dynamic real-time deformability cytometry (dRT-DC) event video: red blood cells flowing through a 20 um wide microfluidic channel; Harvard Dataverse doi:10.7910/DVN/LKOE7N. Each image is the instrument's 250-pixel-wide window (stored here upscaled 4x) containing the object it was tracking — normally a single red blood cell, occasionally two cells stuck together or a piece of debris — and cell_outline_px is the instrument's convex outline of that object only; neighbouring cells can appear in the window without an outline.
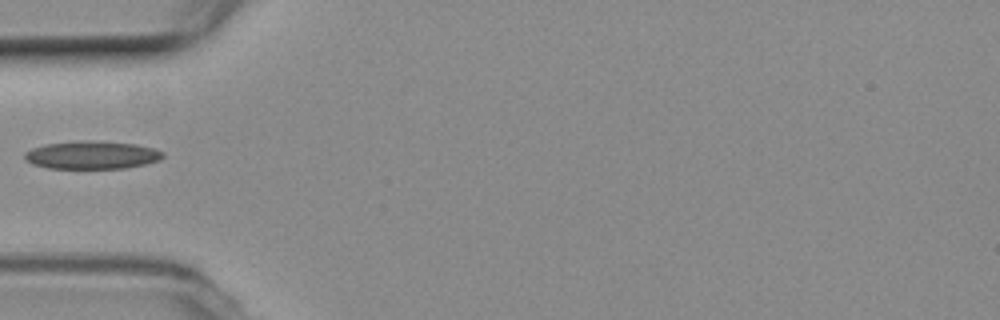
{"species": "common noctule bat (a hibernating species)", "species_latin": "Nyctalus noctula", "temperature_condition": "room temperature", "stored_images_in_passage": 5, "camera_frame_rate_fps": 3000, "um_per_image_px": 0.085, "animal": {"sex": "female", "body_mass_g": 19.3, "forearm_length_mm": 54.1}, "frame": {"image": 1, "passage_image": 5, "time_ms": 1.333, "image_size_px": [1000, 320], "cell_outline_px": [[164, 156], [160, 160], [144, 164], [124, 168], [48, 168], [32, 164], [24, 160], [24, 152], [32, 148], [44, 144], [84, 140], [88, 140], [136, 144], [152, 148], [164, 152]], "centroid_in_image_um": [7.77, 13.17], "position_along_channel_um": 77.2, "area_um2": 22.54}}